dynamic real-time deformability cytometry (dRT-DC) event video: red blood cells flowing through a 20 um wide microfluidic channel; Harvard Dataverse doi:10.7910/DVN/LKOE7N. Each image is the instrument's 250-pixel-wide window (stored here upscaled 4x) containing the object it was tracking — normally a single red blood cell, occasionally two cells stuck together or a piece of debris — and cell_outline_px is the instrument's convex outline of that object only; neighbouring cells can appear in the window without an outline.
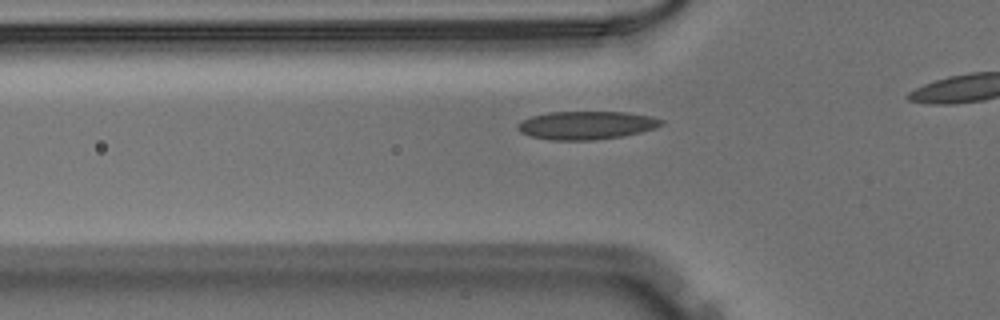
{"species": "Egyptian fruit bat (a non-hibernating species)", "species_latin": "Rousettus aegyptiacus", "temperature_condition": "warm", "stored_images_in_passage": 31, "camera_frame_rate_fps": 3000, "um_per_image_px": 0.085, "animal": {"sex": "male"}, "frame": {"image": 1, "passage_image": 7, "time_ms": 2.0, "image_size_px": [1000, 320], "cell_outline_px": [[664, 124], [656, 128], [624, 136], [592, 140], [548, 140], [532, 136], [520, 132], [516, 128], [516, 124], [520, 120], [532, 116], [548, 112], [628, 112], [652, 116], [664, 120]], "centroid_in_image_um": [49.84, 10.64], "position_along_channel_um": 76.0, "area_um2": 23.87}}
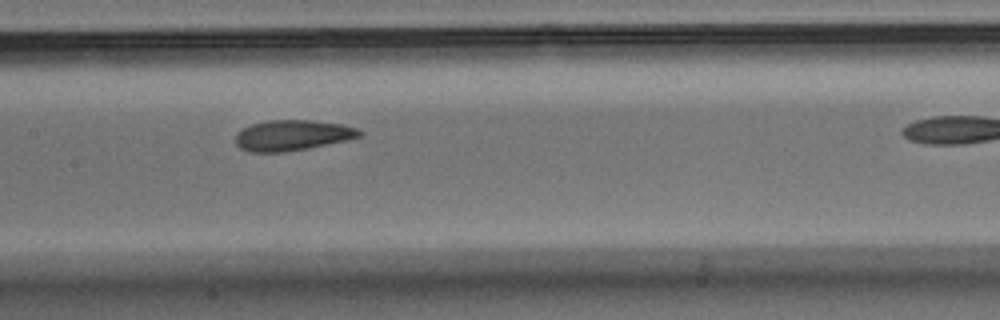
{"frame": {"image": 2, "passage_image": 15, "time_ms": 4.667, "image_size_px": [1000, 320], "cell_outline_px": [[364, 132], [360, 136], [348, 140], [308, 148], [284, 152], [252, 152], [240, 148], [236, 144], [236, 132], [252, 124], [268, 120], [312, 120], [340, 124], [356, 128]], "centroid_in_image_um": [24.85, 11.5], "position_along_channel_um": 182.5, "area_um2": 22.02}}
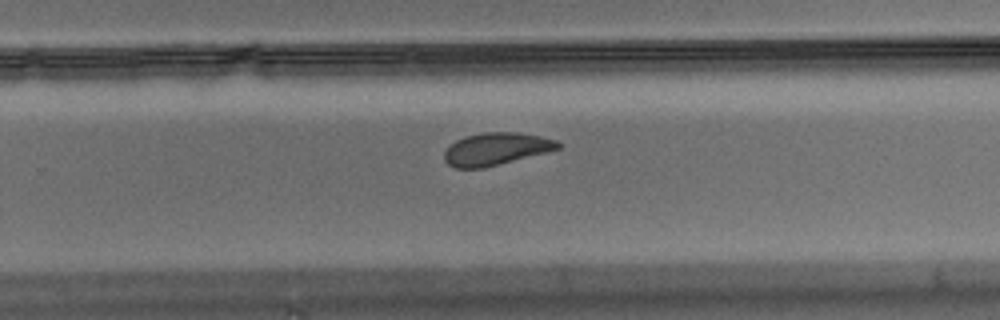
{"frame": {"image": 3, "passage_image": 23, "time_ms": 7.333, "image_size_px": [1000, 320], "cell_outline_px": [[560, 148], [484, 168], [456, 168], [448, 164], [444, 160], [444, 152], [456, 140], [468, 136], [484, 132], [516, 132], [540, 136], [556, 140], [560, 144]], "centroid_in_image_um": [42.14, 12.66], "position_along_channel_um": 287.7, "area_um2": 21.1}}